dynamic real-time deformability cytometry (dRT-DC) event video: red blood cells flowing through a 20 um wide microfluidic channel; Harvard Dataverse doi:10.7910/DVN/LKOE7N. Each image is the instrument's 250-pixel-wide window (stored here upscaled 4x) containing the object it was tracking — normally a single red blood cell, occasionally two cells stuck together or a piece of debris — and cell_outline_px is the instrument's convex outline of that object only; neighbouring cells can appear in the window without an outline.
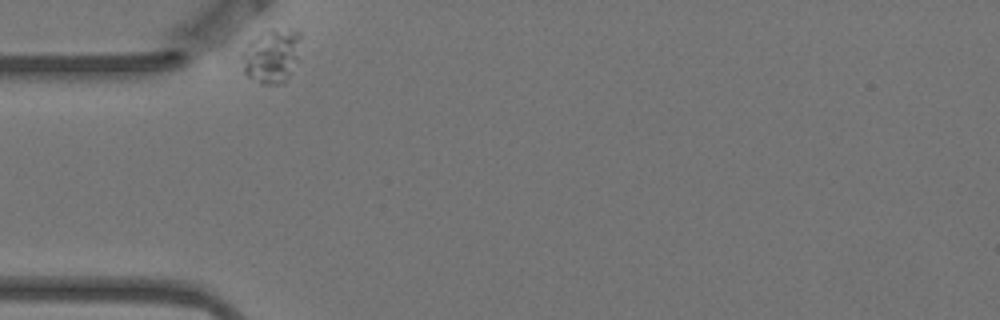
{"species": "Egyptian fruit bat (a non-hibernating species)", "species_latin": "Rousettus aegyptiacus", "temperature_condition": "warm", "stored_images_in_passage": 6, "camera_frame_rate_fps": 3000, "um_per_image_px": 0.085, "animal": {"sex": "female"}, "frame": {"image": 1, "passage_image": 1, "time_ms": 0.0, "image_size_px": [1000, 320], "cell_outline_px": [[300, 36], [296, 60], [284, 84], [260, 84], [248, 76], [244, 72], [240, 56], [240, 52], [252, 40], [272, 28], [300, 32]], "centroid_in_image_um": [23.03, 4.78], "position_along_channel_um": 62.0, "area_um2": 18.15}}
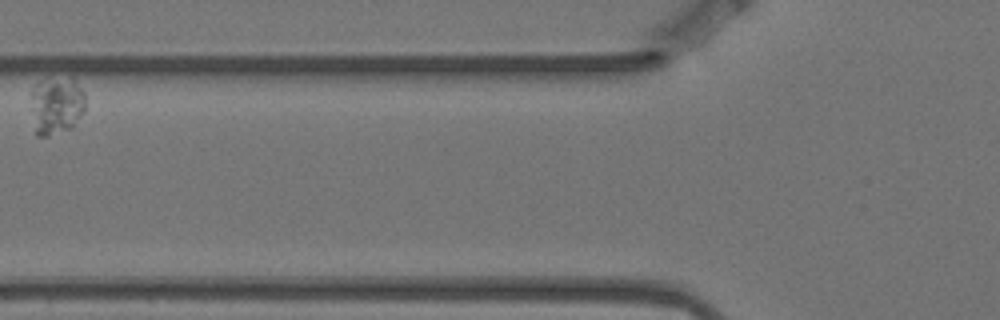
{"frame": {"image": 2, "passage_image": 3, "time_ms": 0.667, "image_size_px": [1000, 320], "cell_outline_px": [[84, 112], [72, 128], [48, 136], [36, 136], [32, 132], [32, 88], [36, 84], [72, 76], [84, 92]], "centroid_in_image_um": [4.79, 9.02], "position_along_channel_um": 121.0, "area_um2": 18.38}}
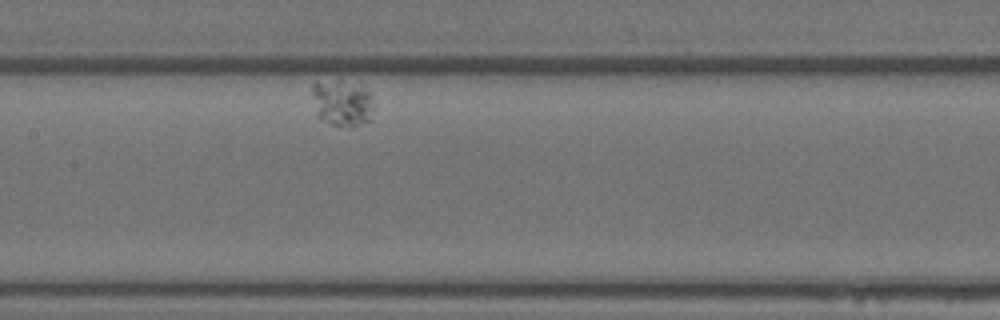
{"frame": {"image": 3, "passage_image": 5, "time_ms": 1.333, "image_size_px": [1000, 320], "cell_outline_px": [[372, 108], [368, 120], [352, 128], [348, 128], [332, 124], [320, 116], [312, 92], [312, 84], [316, 80], [372, 92]], "centroid_in_image_um": [29.09, 8.84], "position_along_channel_um": 178.3, "area_um2": 15.14}}